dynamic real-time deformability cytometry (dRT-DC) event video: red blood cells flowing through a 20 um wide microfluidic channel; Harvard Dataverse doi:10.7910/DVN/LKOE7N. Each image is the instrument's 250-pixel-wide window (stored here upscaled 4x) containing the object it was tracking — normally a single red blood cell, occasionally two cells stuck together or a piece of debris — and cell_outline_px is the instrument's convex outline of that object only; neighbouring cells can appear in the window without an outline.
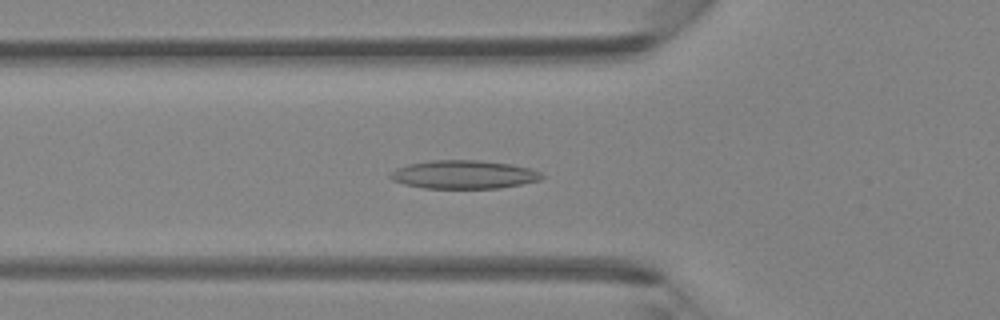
{"species": "Egyptian fruit bat (a non-hibernating species)", "species_latin": "Rousettus aegyptiacus", "temperature_condition": "room temperature", "stored_images_in_passage": 46, "camera_frame_rate_fps": 3000, "um_per_image_px": 0.085, "animal": {"sex": "female"}, "frame": {"image": 1, "passage_image": 16, "time_ms": 5.0, "image_size_px": [1000, 320], "cell_outline_px": [[544, 176], [540, 180], [500, 188], [424, 188], [404, 184], [392, 180], [388, 176], [396, 168], [408, 164], [432, 160], [480, 160], [512, 164], [532, 168], [540, 172]], "centroid_in_image_um": [39.43, 14.83], "position_along_channel_um": 86.4, "area_um2": 25.14}}
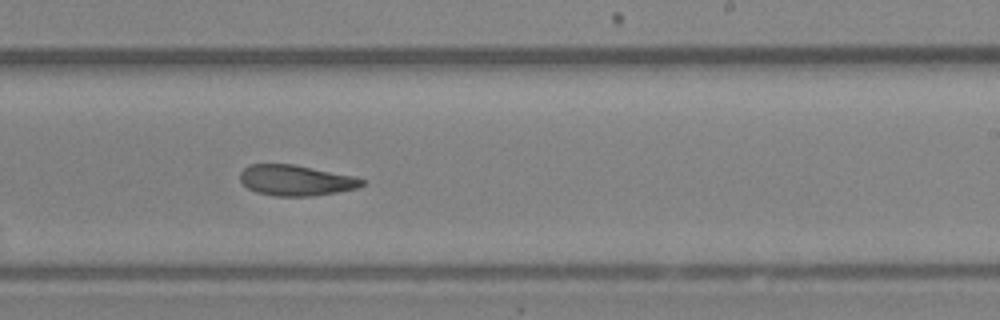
{"frame": {"image": 2, "passage_image": 28, "time_ms": 9.0, "image_size_px": [1000, 320], "cell_outline_px": [[364, 184], [356, 188], [336, 192], [312, 196], [276, 196], [256, 192], [248, 188], [240, 180], [240, 172], [248, 164], [292, 164], [352, 176], [364, 180]], "centroid_in_image_um": [25.1, 15.33], "position_along_channel_um": 263.9, "area_um2": 21.5}}
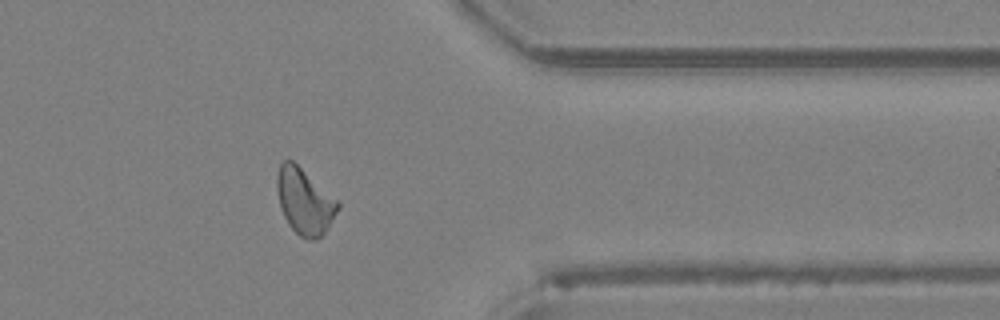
{"frame": {"image": 3, "passage_image": 37, "time_ms": 12.0, "image_size_px": [1000, 320], "cell_outline_px": [[340, 208], [324, 232], [316, 240], [308, 240], [300, 236], [288, 224], [280, 208], [276, 188], [276, 176], [280, 164], [284, 160], [292, 160], [336, 200], [340, 204]], "centroid_in_image_um": [25.85, 17.13], "position_along_channel_um": 385.5, "area_um2": 22.95}}